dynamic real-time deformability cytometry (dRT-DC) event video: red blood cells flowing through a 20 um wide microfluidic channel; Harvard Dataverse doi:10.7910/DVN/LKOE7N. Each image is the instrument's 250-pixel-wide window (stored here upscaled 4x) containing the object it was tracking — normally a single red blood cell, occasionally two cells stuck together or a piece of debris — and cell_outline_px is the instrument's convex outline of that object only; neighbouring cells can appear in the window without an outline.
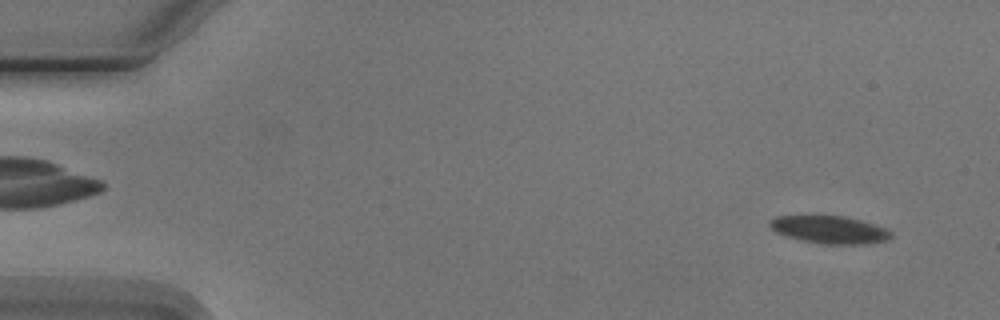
{"species": "Egyptian fruit bat (a non-hibernating species)", "species_latin": "Rousettus aegyptiacus", "temperature_condition": "cold", "stored_images_in_passage": 5, "camera_frame_rate_fps": 3000, "um_per_image_px": 0.085, "animal": {"sex": "male"}, "frame": {"image": 1, "passage_image": 5, "time_ms": 4.667, "image_size_px": [1000, 320], "cell_outline_px": [[892, 236], [888, 240], [868, 244], [824, 244], [800, 240], [776, 232], [768, 224], [776, 216], [844, 216], [860, 220], [884, 228], [892, 232]], "centroid_in_image_um": [70.54, 19.53], "position_along_channel_um": 14.5, "area_um2": 19.31}}